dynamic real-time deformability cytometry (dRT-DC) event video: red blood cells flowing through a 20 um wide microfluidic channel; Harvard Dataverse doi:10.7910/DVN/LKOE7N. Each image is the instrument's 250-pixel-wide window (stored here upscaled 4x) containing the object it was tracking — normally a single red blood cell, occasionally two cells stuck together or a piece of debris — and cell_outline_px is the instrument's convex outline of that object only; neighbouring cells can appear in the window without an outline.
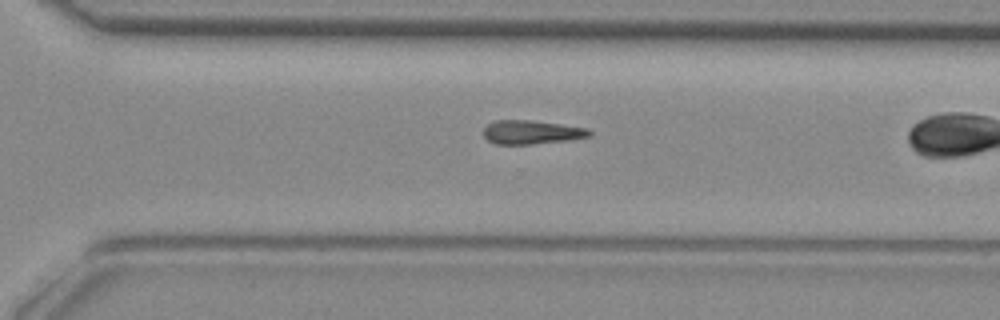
{"species": "common noctule bat (a hibernating species)", "species_latin": "Nyctalus noctula", "temperature_condition": "room temperature", "stored_images_in_passage": 29, "camera_frame_rate_fps": 3000, "um_per_image_px": 0.085, "animal": {"sex": "female", "body_mass_g": 29.2, "forearm_length_mm": 56.3}, "frame": {"image": 1, "passage_image": 25, "time_ms": 8.0, "image_size_px": [1000, 320], "cell_outline_px": [[592, 136], [572, 140], [532, 144], [496, 144], [488, 140], [484, 136], [484, 128], [488, 124], [496, 120], [528, 120], [560, 124], [588, 128], [592, 132]], "centroid_in_image_um": [45.22, 11.24], "position_along_channel_um": 325.4, "area_um2": 14.74}}